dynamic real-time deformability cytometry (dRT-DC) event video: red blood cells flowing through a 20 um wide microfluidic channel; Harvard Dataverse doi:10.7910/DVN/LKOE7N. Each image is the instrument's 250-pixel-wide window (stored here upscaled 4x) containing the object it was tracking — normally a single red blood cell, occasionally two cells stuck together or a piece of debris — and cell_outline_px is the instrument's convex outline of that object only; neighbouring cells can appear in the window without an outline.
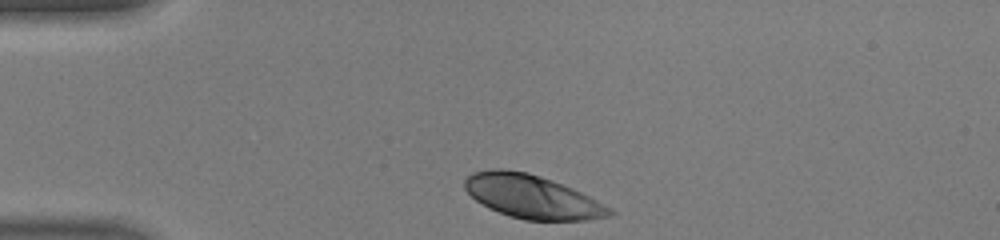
{"species": "human", "species_latin": "Homo sapiens", "temperature_condition": "warm", "stored_images_in_passage": 29, "camera_frame_rate_fps": 3000, "um_per_image_px": 0.085, "donor": {"sex": "male"}, "frame": {"image": 1, "passage_image": 1, "time_ms": 0.0, "image_size_px": [1000, 240], "cell_outline_px": [[616, 212], [608, 216], [588, 220], [524, 220], [508, 216], [488, 208], [476, 200], [464, 188], [464, 180], [472, 172], [492, 168], [504, 168], [528, 172], [552, 180], [572, 188], [612, 208]], "centroid_in_image_um": [45.2, 16.71], "position_along_channel_um": 39.8, "area_um2": 36.76}}
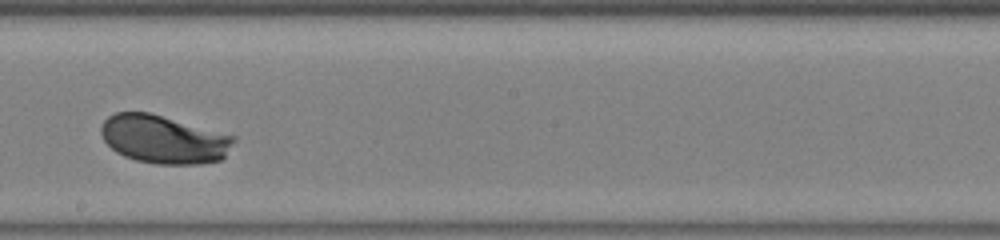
{"frame": {"image": 2, "passage_image": 17, "time_ms": 5.333, "image_size_px": [1000, 240], "cell_outline_px": [[236, 140], [224, 156], [220, 160], [200, 164], [156, 164], [136, 160], [124, 156], [116, 152], [104, 140], [100, 132], [100, 128], [104, 120], [108, 116], [116, 112], [148, 112], [236, 136]], "centroid_in_image_um": [13.91, 11.84], "position_along_channel_um": 234.3, "area_um2": 37.22}}
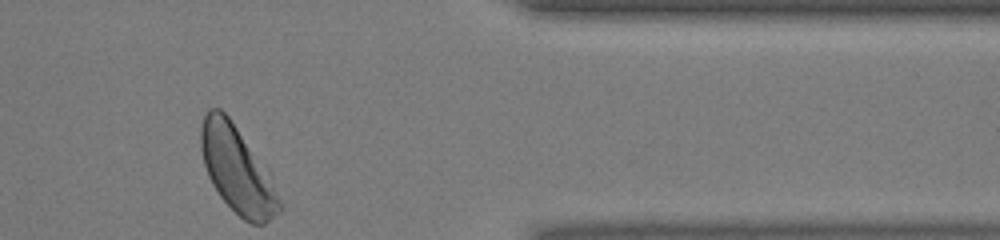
{"frame": {"image": 3, "passage_image": 29, "time_ms": 9.333, "image_size_px": [1000, 240], "cell_outline_px": [[280, 212], [264, 224], [252, 224], [244, 220], [220, 196], [212, 184], [208, 176], [204, 164], [200, 148], [200, 128], [204, 116], [208, 108], [220, 108], [228, 116], [268, 168], [280, 200]], "centroid_in_image_um": [20.16, 14.41], "position_along_channel_um": 391.2, "area_um2": 39.54}, "authors_computed_cell_mechanics": {"area_um2": 37.6278, "velocity_mm_per_s": 4.3898, "shape_relaxation_time_tau1_ms": 1.3702, "shape_relaxation_time_tau2_ms": null, "deformation_change_tau1": 0.1271, "deformation_change_tau2": null}}